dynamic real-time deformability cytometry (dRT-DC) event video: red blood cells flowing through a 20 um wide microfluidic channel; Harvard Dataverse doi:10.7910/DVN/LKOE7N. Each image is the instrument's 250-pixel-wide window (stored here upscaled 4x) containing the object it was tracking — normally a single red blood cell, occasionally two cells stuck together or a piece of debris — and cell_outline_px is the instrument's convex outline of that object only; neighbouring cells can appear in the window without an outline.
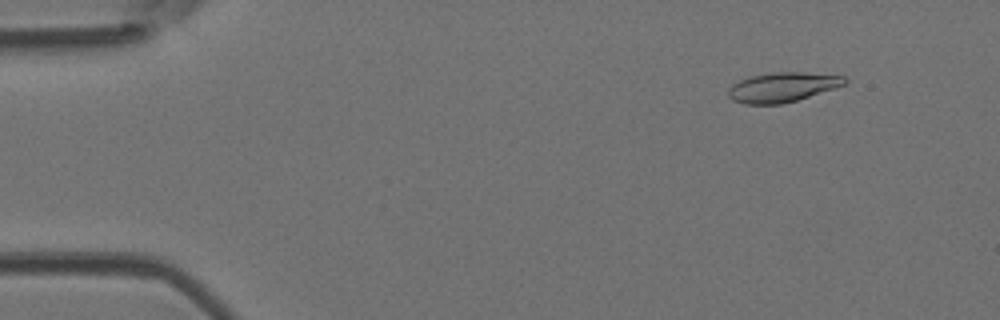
{"species": "Egyptian fruit bat (a non-hibernating species)", "species_latin": "Rousettus aegyptiacus", "temperature_condition": "room temperature", "stored_images_in_passage": 50, "camera_frame_rate_fps": 3000, "um_per_image_px": 0.085, "animal": {"sex": "female"}, "frame": {"image": 1, "passage_image": 6, "time_ms": 1.667, "image_size_px": [1000, 320], "cell_outline_px": [[848, 80], [844, 84], [836, 88], [796, 100], [780, 104], [744, 104], [732, 100], [728, 96], [728, 88], [732, 84], [748, 76], [772, 72], [804, 72], [844, 76]], "centroid_in_image_um": [66.48, 7.4], "position_along_channel_um": 18.5, "area_um2": 20.17}}
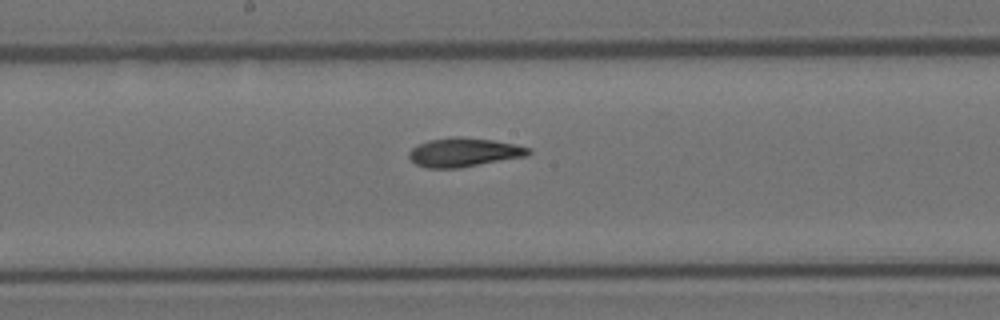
{"frame": {"image": 2, "passage_image": 27, "time_ms": 8.667, "image_size_px": [1000, 320], "cell_outline_px": [[532, 152], [524, 156], [460, 168], [428, 168], [416, 164], [408, 156], [408, 152], [412, 148], [428, 140], [452, 136], [460, 136], [492, 140], [532, 148]], "centroid_in_image_um": [39.4, 12.94], "position_along_channel_um": 208.8, "area_um2": 20.0}}
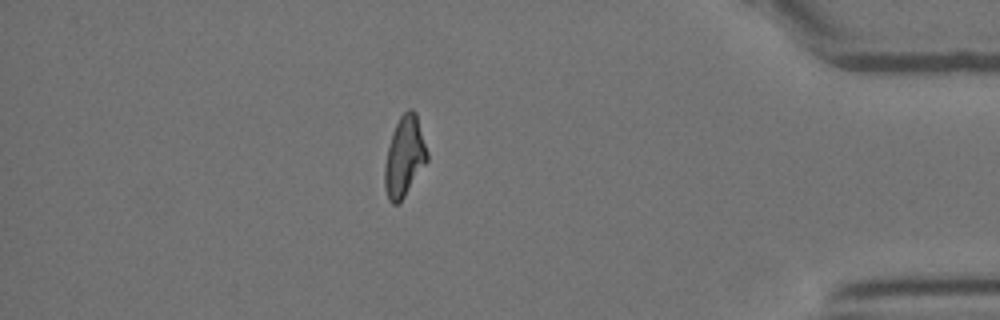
{"frame": {"image": 3, "passage_image": 44, "time_ms": 14.333, "image_size_px": [1000, 320], "cell_outline_px": [[428, 160], [400, 204], [392, 204], [388, 200], [384, 188], [384, 164], [392, 132], [400, 116], [408, 108], [412, 108], [416, 112], [428, 152]], "centroid_in_image_um": [34.37, 13.33], "position_along_channel_um": 400.8, "area_um2": 20.11}, "authors_computed_cell_mechanics": {"area_um2": 19.941, "velocity_mm_per_s": 4.0724, "shape_relaxation_time_tau1_ms": 7.749, "shape_relaxation_time_tau2_ms": 3.4222, "deformation_change_tau1": 0.2201, "deformation_change_tau2": 0.1103}}